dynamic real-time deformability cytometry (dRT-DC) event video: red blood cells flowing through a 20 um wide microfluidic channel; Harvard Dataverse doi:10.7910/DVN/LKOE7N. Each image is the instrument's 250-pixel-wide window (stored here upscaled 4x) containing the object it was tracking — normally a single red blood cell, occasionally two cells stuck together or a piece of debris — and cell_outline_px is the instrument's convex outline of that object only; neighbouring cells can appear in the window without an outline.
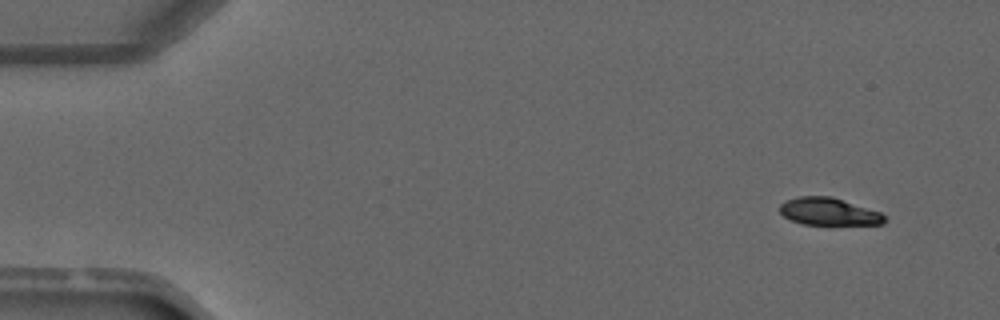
{"species": "common noctule bat (a hibernating species)", "species_latin": "Nyctalus noctula", "temperature_condition": "warm", "stored_images_in_passage": 4, "camera_frame_rate_fps": 3000, "um_per_image_px": 0.085, "animal": {"sex": "male", "forearm_length_mm": 52.5}, "frame": {"image": 1, "passage_image": 1, "time_ms": 0.0, "image_size_px": [1000, 320], "cell_outline_px": [[888, 220], [884, 224], [804, 224], [792, 220], [784, 216], [780, 212], [780, 204], [796, 196], [832, 196], [880, 212], [888, 216]], "centroid_in_image_um": [70.49, 17.98], "position_along_channel_um": 14.5, "area_um2": 16.7}}